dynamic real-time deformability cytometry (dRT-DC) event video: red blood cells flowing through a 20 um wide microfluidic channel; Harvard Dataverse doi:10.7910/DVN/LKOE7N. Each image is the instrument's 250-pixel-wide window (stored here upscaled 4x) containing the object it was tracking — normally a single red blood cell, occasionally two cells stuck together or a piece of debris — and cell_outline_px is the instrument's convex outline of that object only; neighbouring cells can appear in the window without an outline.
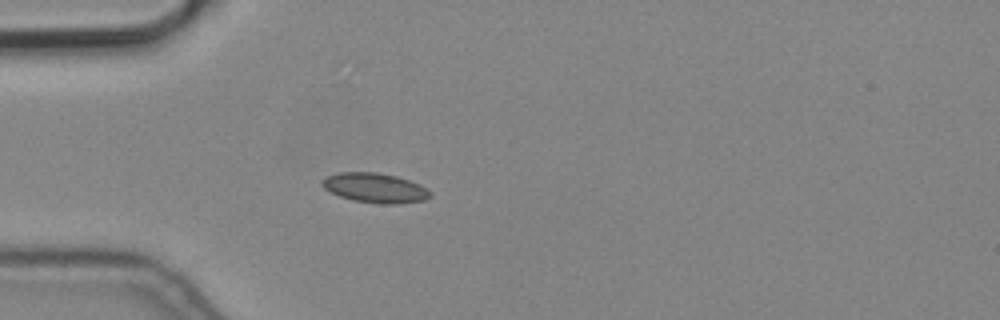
{"species": "common noctule bat (a hibernating species)", "species_latin": "Nyctalus noctula", "temperature_condition": "cold", "stored_images_in_passage": 4, "camera_frame_rate_fps": 3000, "um_per_image_px": 0.085, "animal": {"sex": "male", "body_mass_g": 19.2, "forearm_length_mm": 51.8}, "frame": {"image": 1, "passage_image": 4, "time_ms": 1.0, "image_size_px": [1000, 320], "cell_outline_px": [[432, 196], [424, 200], [400, 204], [380, 204], [352, 200], [340, 196], [324, 188], [320, 184], [320, 180], [328, 176], [340, 172], [376, 172], [396, 176], [420, 184], [432, 192]], "centroid_in_image_um": [31.89, 15.98], "position_along_channel_um": 53.1, "area_um2": 18.79}}